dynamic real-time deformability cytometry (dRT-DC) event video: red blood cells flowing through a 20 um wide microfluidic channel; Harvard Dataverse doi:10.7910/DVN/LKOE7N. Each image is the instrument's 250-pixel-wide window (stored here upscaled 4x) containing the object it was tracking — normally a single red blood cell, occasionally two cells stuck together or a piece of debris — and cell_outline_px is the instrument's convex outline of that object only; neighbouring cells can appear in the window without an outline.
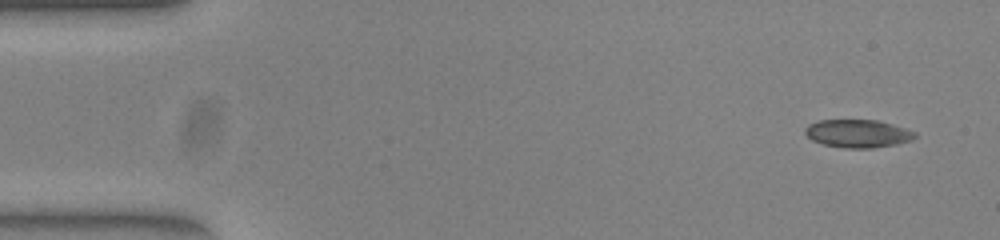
{"species": "common noctule bat (a hibernating species)", "species_latin": "Nyctalus noctula", "temperature_condition": "warm", "stored_images_in_passage": 50, "camera_frame_rate_fps": 3000, "um_per_image_px": 0.085, "animal": {"sex": "female", "body_mass_g": 23.0, "forearm_length_mm": 53.4}, "frame": {"image": 1, "passage_image": 1, "time_ms": 0.0, "image_size_px": [1000, 240], "cell_outline_px": [[916, 136], [912, 140], [896, 144], [872, 148], [844, 148], [824, 144], [812, 140], [804, 132], [804, 128], [808, 124], [820, 120], [876, 120], [892, 124], [916, 132]], "centroid_in_image_um": [72.9, 11.35], "position_along_channel_um": 12.1, "area_um2": 17.86}}
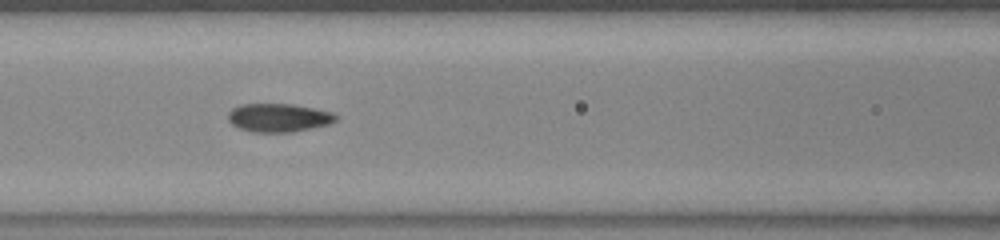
{"frame": {"image": 2, "passage_image": 20, "time_ms": 6.333, "image_size_px": [1000, 240], "cell_outline_px": [[340, 116], [332, 124], [292, 132], [252, 132], [240, 128], [232, 124], [228, 120], [228, 112], [232, 108], [240, 104], [292, 104], [332, 112]], "centroid_in_image_um": [23.7, 10.0], "position_along_channel_um": 142.9, "area_um2": 17.98}}
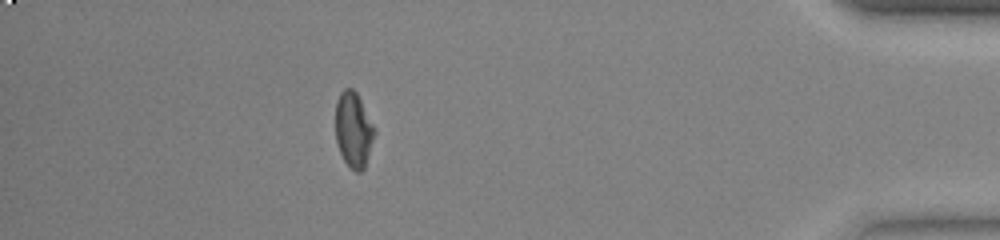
{"frame": {"image": 3, "passage_image": 44, "time_ms": 14.333, "image_size_px": [1000, 240], "cell_outline_px": [[376, 132], [364, 168], [360, 172], [356, 172], [344, 160], [340, 152], [336, 140], [336, 100], [340, 92], [344, 88], [352, 88], [356, 92]], "centroid_in_image_um": [30.03, 11.02], "position_along_channel_um": 405.2, "area_um2": 16.76}, "authors_computed_cell_mechanics": {"area_um2": 17.5134, "velocity_mm_per_s": 3.9312, "shape_relaxation_time_tau1_ms": 9.8808, "shape_relaxation_time_tau2_ms": 1.0434, "deformation_change_tau1": 0.2271, "deformation_change_tau2": 0.0578}}